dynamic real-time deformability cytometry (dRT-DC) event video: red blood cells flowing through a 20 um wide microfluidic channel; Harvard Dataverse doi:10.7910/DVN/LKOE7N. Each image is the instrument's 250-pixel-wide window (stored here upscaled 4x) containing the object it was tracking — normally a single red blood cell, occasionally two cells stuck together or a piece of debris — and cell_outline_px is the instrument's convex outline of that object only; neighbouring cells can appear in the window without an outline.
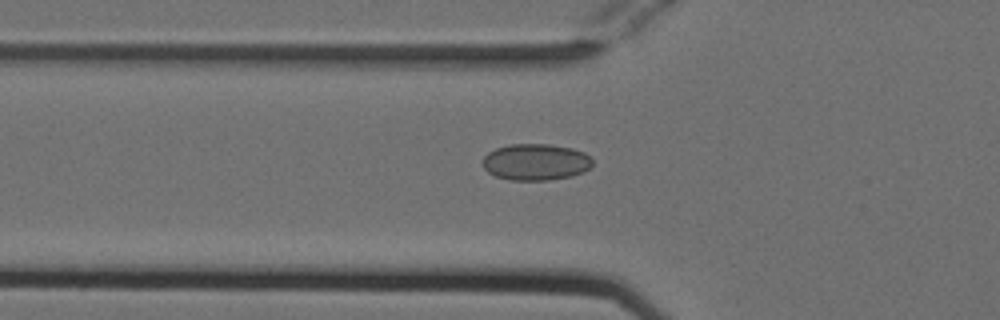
{"species": "Egyptian fruit bat (a non-hibernating species)", "species_latin": "Rousettus aegyptiacus", "temperature_condition": "cold", "stored_images_in_passage": 27, "camera_frame_rate_fps": 3000, "um_per_image_px": 0.085, "animal": {"sex": "female"}, "frame": {"image": 1, "passage_image": 2, "time_ms": 0.333, "image_size_px": [1000, 320], "cell_outline_px": [[592, 164], [588, 168], [572, 176], [548, 180], [508, 180], [496, 176], [488, 172], [484, 168], [484, 156], [488, 152], [496, 148], [508, 144], [548, 144], [572, 148], [584, 152], [592, 156]], "centroid_in_image_um": [45.53, 13.76], "position_along_channel_um": 80.3, "area_um2": 23.35}}
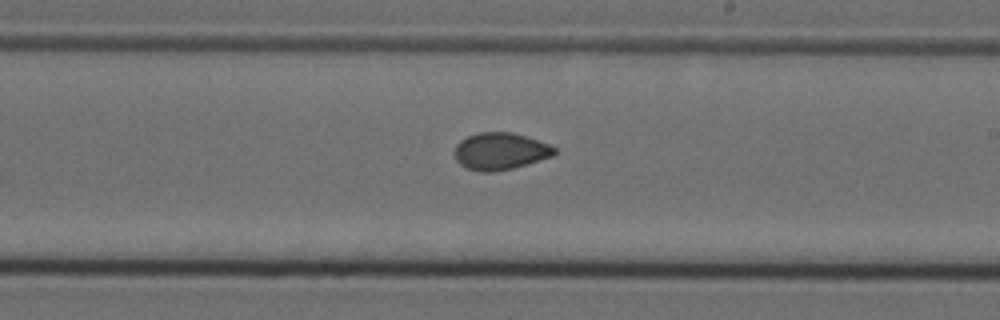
{"frame": {"image": 2, "passage_image": 15, "time_ms": 4.667, "image_size_px": [1000, 320], "cell_outline_px": [[556, 152], [552, 156], [512, 168], [492, 172], [480, 172], [468, 168], [460, 164], [456, 160], [456, 144], [460, 140], [468, 136], [480, 132], [512, 132], [548, 144], [556, 148]], "centroid_in_image_um": [42.5, 12.85], "position_along_channel_um": 246.5, "area_um2": 21.21}}
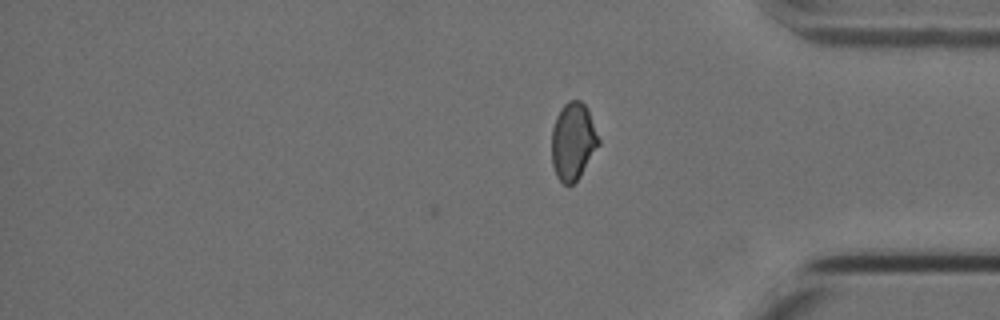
{"frame": {"image": 3, "passage_image": 27, "time_ms": 8.667, "image_size_px": [1000, 320], "cell_outline_px": [[600, 144], [580, 176], [572, 184], [564, 184], [556, 176], [552, 164], [552, 128], [556, 116], [560, 108], [568, 100], [580, 100], [588, 108], [600, 140]], "centroid_in_image_um": [48.71, 11.99], "position_along_channel_um": 386.5, "area_um2": 21.27}, "authors_computed_cell_mechanics": {"area_um2": 21.3282, "velocity_mm_per_s": 3.8183, "shape_relaxation_time_tau1_ms": null, "shape_relaxation_time_tau2_ms": 1.5329, "deformation_change_tau1": null, "deformation_change_tau2": 0.0403}}